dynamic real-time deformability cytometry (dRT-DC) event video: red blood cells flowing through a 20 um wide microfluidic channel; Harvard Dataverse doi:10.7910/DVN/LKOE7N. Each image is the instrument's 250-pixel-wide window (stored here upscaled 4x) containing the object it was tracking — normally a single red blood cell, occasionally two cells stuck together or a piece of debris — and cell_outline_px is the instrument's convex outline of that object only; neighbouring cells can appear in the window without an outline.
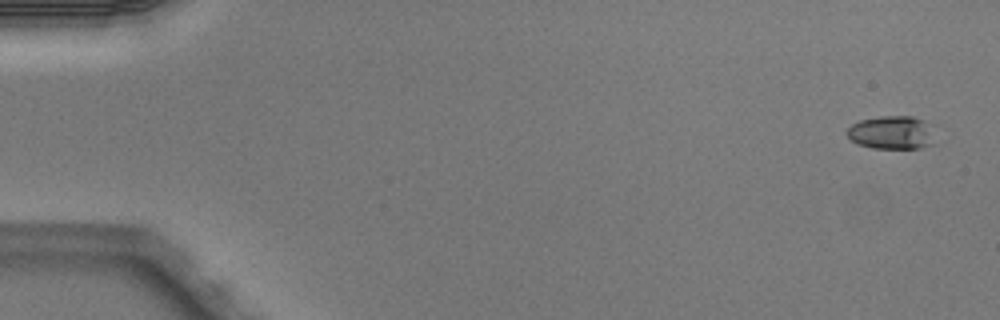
{"species": "Egyptian fruit bat (a non-hibernating species)", "species_latin": "Rousettus aegyptiacus", "temperature_condition": "warm", "stored_images_in_passage": 4, "camera_frame_rate_fps": 3000, "um_per_image_px": 0.085, "animal": {"sex": "male"}, "frame": {"image": 1, "passage_image": 1, "time_ms": 0.0, "image_size_px": [1000, 320], "cell_outline_px": [[940, 124], [936, 144], [920, 148], [872, 148], [856, 144], [848, 136], [848, 128], [852, 124], [860, 120], [880, 116], [912, 116]], "centroid_in_image_um": [76.01, 11.25], "position_along_channel_um": 9.0, "area_um2": 18.21}}